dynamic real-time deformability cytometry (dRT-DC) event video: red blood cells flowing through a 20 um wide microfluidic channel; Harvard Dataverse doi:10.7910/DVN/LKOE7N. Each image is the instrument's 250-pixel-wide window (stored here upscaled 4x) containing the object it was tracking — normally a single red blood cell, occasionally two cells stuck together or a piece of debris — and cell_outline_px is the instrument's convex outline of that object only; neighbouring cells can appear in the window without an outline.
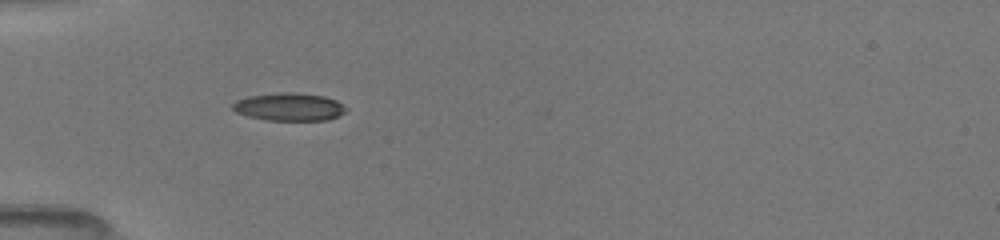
{"species": "common noctule bat (a hibernating species)", "species_latin": "Nyctalus noctula", "temperature_condition": "room temperature", "stored_images_in_passage": 5, "camera_frame_rate_fps": 3000, "um_per_image_px": 0.085, "animal": {"sex": "female", "body_mass_g": 19.5, "forearm_length_mm": 54.1}, "frame": {"image": 1, "passage_image": 1, "time_ms": 0.0, "image_size_px": [1000, 240], "cell_outline_px": [[348, 108], [340, 116], [328, 120], [268, 120], [248, 116], [236, 112], [232, 108], [232, 104], [236, 100], [248, 96], [280, 92], [292, 92], [324, 96], [336, 100], [344, 104]], "centroid_in_image_um": [24.61, 9.08], "position_along_channel_um": 60.4, "area_um2": 18.5}}
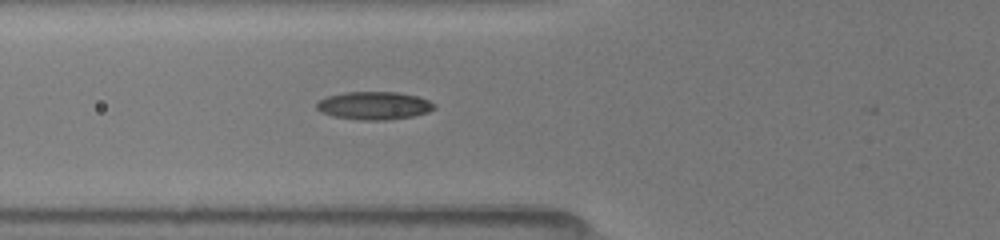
{"frame": {"image": 2, "passage_image": 4, "time_ms": 1.0, "image_size_px": [1000, 240], "cell_outline_px": [[436, 108], [428, 112], [412, 116], [384, 120], [360, 120], [332, 116], [320, 112], [316, 108], [316, 104], [320, 100], [328, 96], [344, 92], [396, 92], [416, 96], [428, 100], [436, 104]], "centroid_in_image_um": [31.79, 8.98], "position_along_channel_um": 94.0, "area_um2": 19.13}}